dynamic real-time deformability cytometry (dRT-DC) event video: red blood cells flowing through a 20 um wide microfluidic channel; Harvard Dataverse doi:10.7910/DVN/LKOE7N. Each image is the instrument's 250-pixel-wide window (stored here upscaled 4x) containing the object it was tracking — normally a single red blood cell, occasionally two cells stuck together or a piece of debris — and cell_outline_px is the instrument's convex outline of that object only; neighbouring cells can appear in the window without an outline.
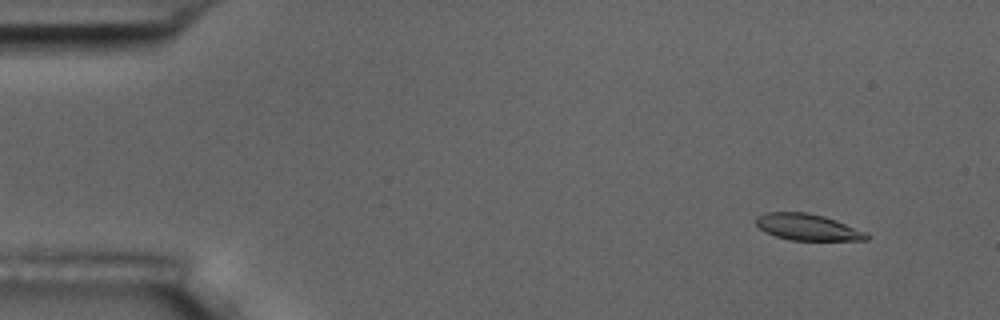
{"species": "common noctule bat (a hibernating species)", "species_latin": "Nyctalus noctula", "temperature_condition": "room temperature", "stored_images_in_passage": 4, "camera_frame_rate_fps": 3000, "um_per_image_px": 0.085, "animal": {"sex": "male", "body_mass_g": 17.5, "forearm_length_mm": 52.3}, "frame": {"image": 1, "passage_image": 1, "time_ms": 0.0, "image_size_px": [1000, 320], "cell_outline_px": [[872, 236], [868, 240], [788, 240], [764, 232], [756, 224], [756, 216], [764, 212], [808, 212], [824, 216], [836, 220], [864, 232]], "centroid_in_image_um": [68.61, 19.3], "position_along_channel_um": 16.4, "area_um2": 17.05}}
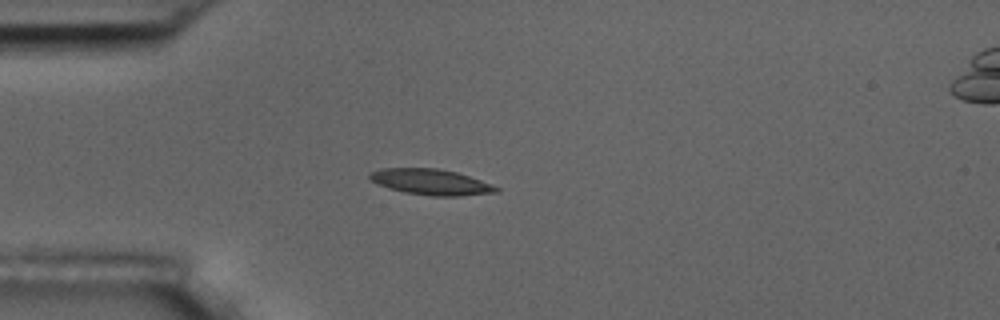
{"frame": {"image": 2, "passage_image": 3, "time_ms": 3.333, "image_size_px": [1000, 320], "cell_outline_px": [[500, 192], [460, 196], [428, 196], [404, 192], [388, 188], [376, 184], [368, 176], [368, 172], [380, 168], [436, 168], [456, 172], [480, 180], [500, 188]], "centroid_in_image_um": [36.59, 15.47], "position_along_channel_um": 48.4, "area_um2": 19.13}}